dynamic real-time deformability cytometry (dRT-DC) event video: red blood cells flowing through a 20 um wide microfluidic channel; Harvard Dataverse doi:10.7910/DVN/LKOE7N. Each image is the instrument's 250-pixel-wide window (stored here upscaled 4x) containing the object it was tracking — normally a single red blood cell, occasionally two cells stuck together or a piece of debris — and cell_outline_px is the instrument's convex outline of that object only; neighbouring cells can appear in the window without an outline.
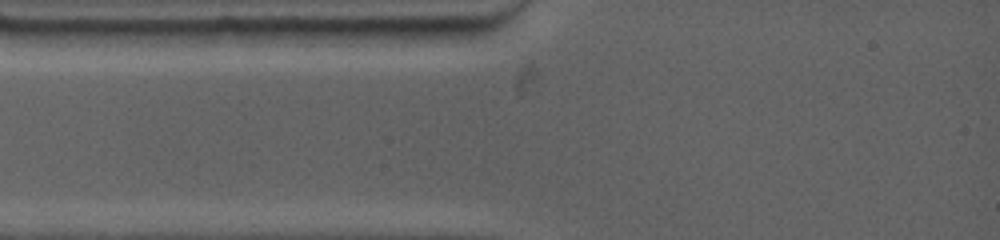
{"species": "common noctule bat (a hibernating species)", "species_latin": "Nyctalus noctula", "temperature_condition": "warm", "stored_images_in_passage": 1, "camera_frame_rate_fps": 4500, "um_per_image_px": 0.085, "animal": {"sex": "female", "body_mass_g": 19.0, "forearm_length_mm": 53.3}, "frame": {"image": 1, "passage_image": 1, "time_ms": 0.0, "image_size_px": [1000, 240], "cell_outline_px": [[468, 28], [464, 36], [456, 44], [384, 44], [356, 32], [348, 28]], "centroid_in_image_um": [35.17, 3.0], "position_along_channel_um": 49.8, "area_um2": 11.27}}